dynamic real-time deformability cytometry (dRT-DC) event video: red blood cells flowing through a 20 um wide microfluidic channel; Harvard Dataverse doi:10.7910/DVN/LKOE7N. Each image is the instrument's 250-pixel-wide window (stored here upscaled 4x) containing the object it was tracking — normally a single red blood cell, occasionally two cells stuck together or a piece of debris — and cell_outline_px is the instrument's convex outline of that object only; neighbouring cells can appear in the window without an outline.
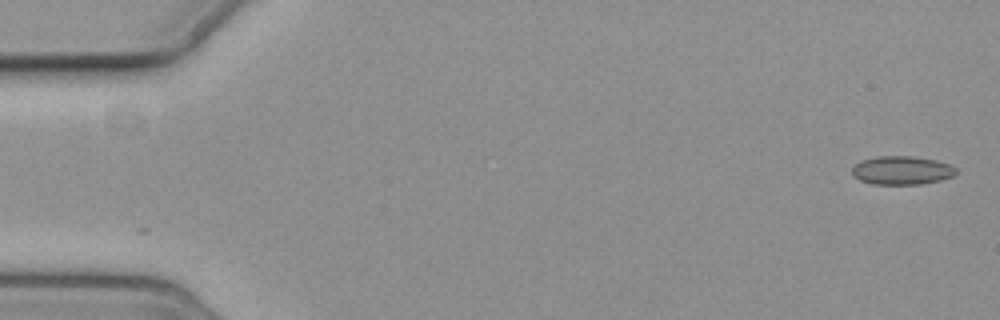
{"species": "common noctule bat (a hibernating species)", "species_latin": "Nyctalus noctula", "temperature_condition": "cold", "stored_images_in_passage": 7, "camera_frame_rate_fps": 3000, "um_per_image_px": 0.085, "animal": {"sex": "female", "body_mass_g": 19.3, "forearm_length_mm": 54.1}, "frame": {"image": 1, "passage_image": 1, "time_ms": 0.0, "image_size_px": [1000, 320], "cell_outline_px": [[956, 172], [952, 176], [940, 180], [920, 184], [872, 184], [860, 180], [852, 176], [852, 168], [860, 160], [876, 156], [912, 156], [936, 160], [948, 164], [956, 168]], "centroid_in_image_um": [76.61, 14.47], "position_along_channel_um": 8.4, "area_um2": 17.28}}
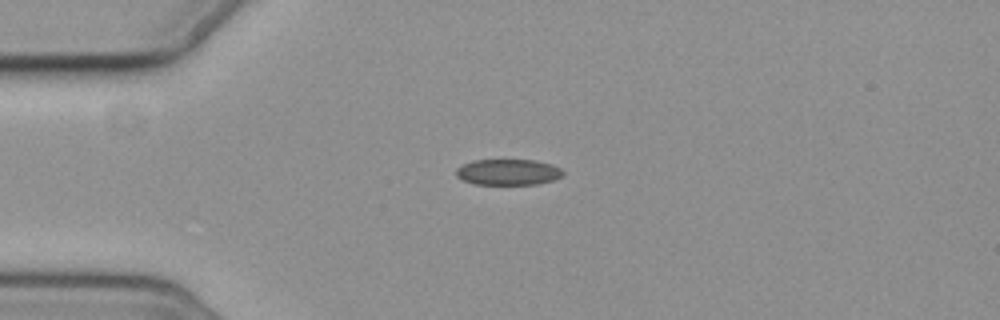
{"frame": {"image": 2, "passage_image": 5, "time_ms": 4.333, "image_size_px": [1000, 320], "cell_outline_px": [[564, 172], [560, 176], [552, 180], [536, 184], [476, 184], [464, 180], [456, 176], [456, 168], [472, 160], [536, 160], [552, 164], [560, 168]], "centroid_in_image_um": [43.18, 14.62], "position_along_channel_um": 41.8, "area_um2": 16.01}}
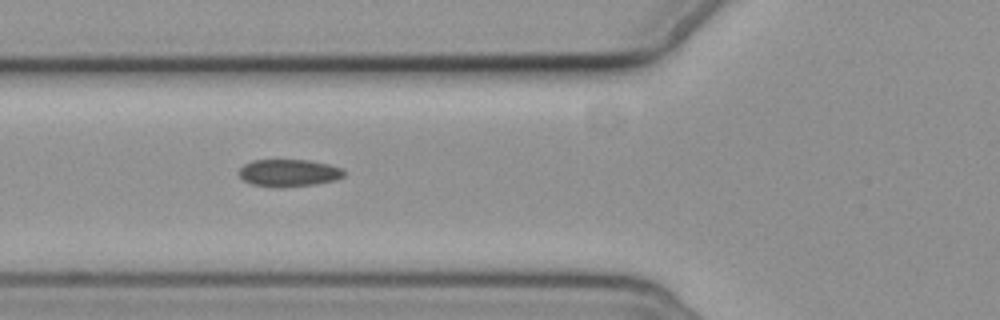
{"frame": {"image": 3, "passage_image": 7, "time_ms": 6.667, "image_size_px": [1000, 320], "cell_outline_px": [[344, 176], [336, 180], [316, 184], [284, 188], [272, 188], [252, 184], [244, 180], [240, 176], [240, 168], [244, 164], [252, 160], [308, 160], [328, 164], [340, 168], [344, 172]], "centroid_in_image_um": [24.54, 14.71], "position_along_channel_um": 101.3, "area_um2": 16.82}}